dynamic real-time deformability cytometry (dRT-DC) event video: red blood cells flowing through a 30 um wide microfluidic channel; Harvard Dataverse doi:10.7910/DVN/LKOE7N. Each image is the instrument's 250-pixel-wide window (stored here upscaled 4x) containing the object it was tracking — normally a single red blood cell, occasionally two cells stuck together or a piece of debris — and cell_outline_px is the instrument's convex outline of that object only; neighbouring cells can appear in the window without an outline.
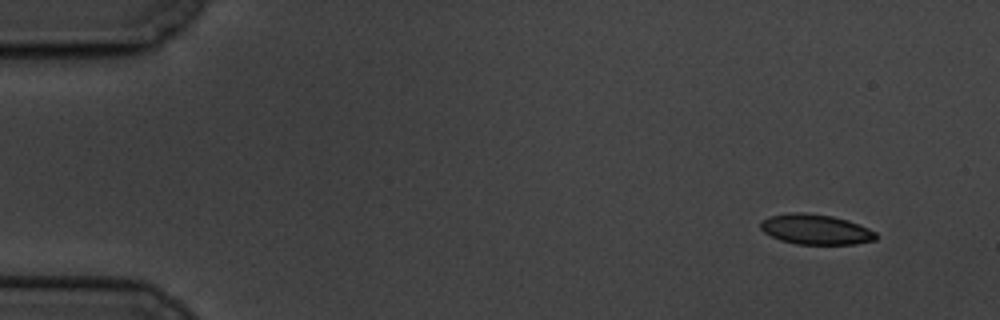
{"species": "common noctule bat (a hibernating species)", "species_latin": "Nyctalus noctula", "temperature_condition": "cold", "stored_images_in_passage": 4, "camera_frame_rate_fps": 3000, "um_per_image_px": 0.085, "animal": {"sex": "male", "body_mass_g": 19.5, "forearm_length_mm": 54.6}, "frame": {"image": 1, "passage_image": 1, "time_ms": 0.0, "image_size_px": [1000, 320], "cell_outline_px": [[876, 240], [856, 244], [796, 244], [780, 240], [764, 232], [760, 228], [760, 220], [772, 216], [792, 212], [804, 212], [832, 216], [848, 220], [868, 228], [876, 232]], "centroid_in_image_um": [69.33, 19.5], "position_along_channel_um": 15.7, "area_um2": 20.29}}
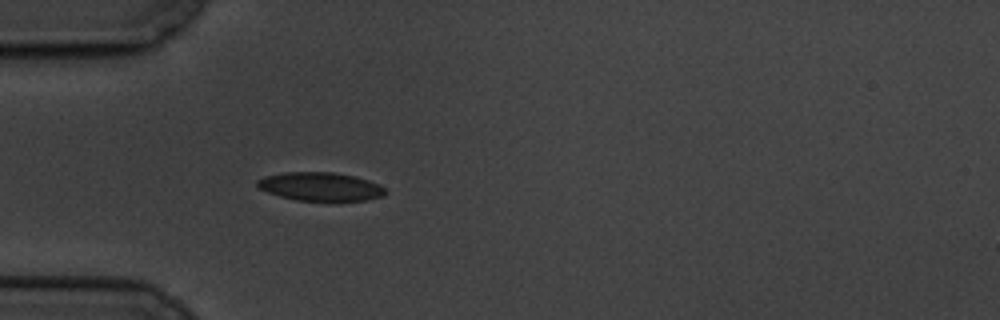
{"frame": {"image": 2, "passage_image": 4, "time_ms": 4.333, "image_size_px": [1000, 320], "cell_outline_px": [[388, 192], [384, 196], [364, 200], [332, 204], [296, 200], [280, 196], [268, 192], [260, 188], [256, 184], [256, 180], [264, 176], [284, 172], [332, 172], [352, 176], [368, 180], [380, 184]], "centroid_in_image_um": [27.27, 15.91], "position_along_channel_um": 57.7, "area_um2": 22.08}}